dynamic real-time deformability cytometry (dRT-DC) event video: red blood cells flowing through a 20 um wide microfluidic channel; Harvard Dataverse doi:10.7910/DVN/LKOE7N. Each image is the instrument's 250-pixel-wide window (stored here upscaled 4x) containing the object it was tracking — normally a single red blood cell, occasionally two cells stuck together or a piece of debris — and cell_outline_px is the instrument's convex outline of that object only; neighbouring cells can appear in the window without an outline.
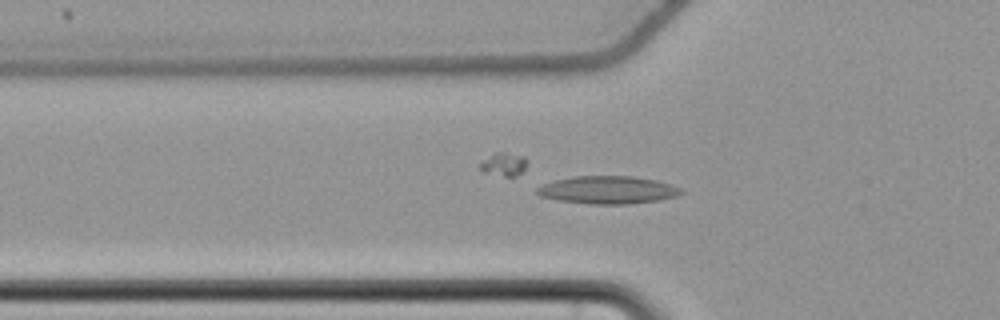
{"species": "common noctule bat (a hibernating species)", "species_latin": "Nyctalus noctula", "temperature_condition": "cold", "stored_images_in_passage": 59, "camera_frame_rate_fps": 3000, "um_per_image_px": 0.085, "animal": {"sex": "female", "body_mass_g": 22.7, "forearm_length_mm": 54.2}, "frame": {"image": 1, "passage_image": 23, "time_ms": 7.333, "image_size_px": [1000, 320], "cell_outline_px": [[684, 192], [680, 196], [660, 200], [628, 204], [588, 204], [556, 200], [540, 196], [536, 192], [536, 188], [544, 184], [556, 180], [572, 176], [636, 176], [656, 180], [672, 184], [680, 188]], "centroid_in_image_um": [51.7, 16.15], "position_along_channel_um": 74.1, "area_um2": 23.58}}
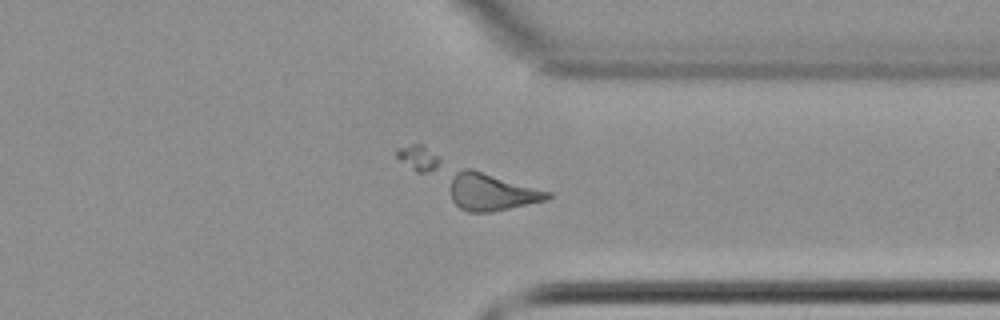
{"frame": {"image": 2, "passage_image": 47, "time_ms": 15.333, "image_size_px": [1000, 320], "cell_outline_px": [[552, 196], [548, 200], [492, 212], [468, 212], [460, 208], [452, 200], [452, 176], [456, 172], [464, 168], [472, 168], [552, 192]], "centroid_in_image_um": [41.83, 16.32], "position_along_channel_um": 369.6, "area_um2": 21.15}}
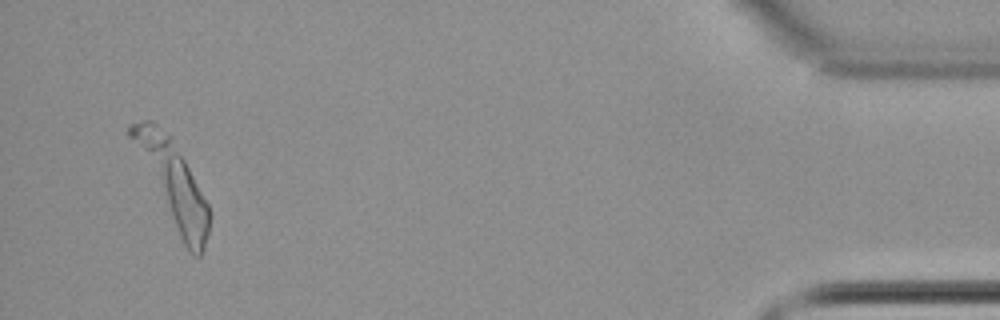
{"frame": {"image": 3, "passage_image": 57, "time_ms": 18.667, "image_size_px": [1000, 320], "cell_outline_px": [[208, 232], [204, 248], [200, 256], [196, 256], [188, 252], [128, 136], [128, 124], [144, 120], [152, 120], [172, 136], [208, 204]], "centroid_in_image_um": [14.67, 15.52], "position_along_channel_um": 420.5, "area_um2": 36.65}}